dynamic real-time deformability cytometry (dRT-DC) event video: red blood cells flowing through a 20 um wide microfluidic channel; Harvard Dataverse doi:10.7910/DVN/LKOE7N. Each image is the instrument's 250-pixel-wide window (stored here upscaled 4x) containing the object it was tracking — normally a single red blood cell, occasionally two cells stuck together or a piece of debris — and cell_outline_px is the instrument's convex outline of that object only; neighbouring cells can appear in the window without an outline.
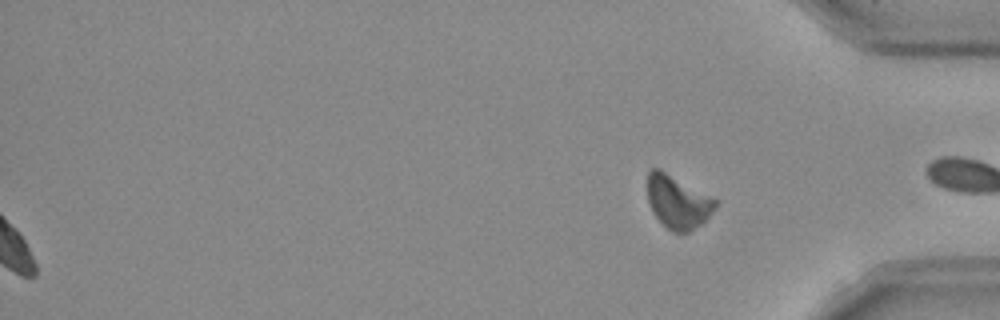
{"species": "Egyptian fruit bat (a non-hibernating species)", "species_latin": "Rousettus aegyptiacus", "temperature_condition": "room temperature", "stored_images_in_passage": 45, "segment_of_instrument_passage": [2, 2], "camera_frame_rate_fps": 3000, "um_per_image_px": 0.085, "frame": {"image": 1, "passage_image": 45, "time_ms": 14.667, "image_size_px": [1000, 320], "cell_outline_px": [[716, 204], [712, 212], [700, 224], [688, 232], [672, 232], [652, 212], [648, 200], [648, 172], [652, 168], [660, 168], [716, 200]], "centroid_in_image_um": [57.57, 17.15], "position_along_channel_um": 377.6, "area_um2": 20.46}}